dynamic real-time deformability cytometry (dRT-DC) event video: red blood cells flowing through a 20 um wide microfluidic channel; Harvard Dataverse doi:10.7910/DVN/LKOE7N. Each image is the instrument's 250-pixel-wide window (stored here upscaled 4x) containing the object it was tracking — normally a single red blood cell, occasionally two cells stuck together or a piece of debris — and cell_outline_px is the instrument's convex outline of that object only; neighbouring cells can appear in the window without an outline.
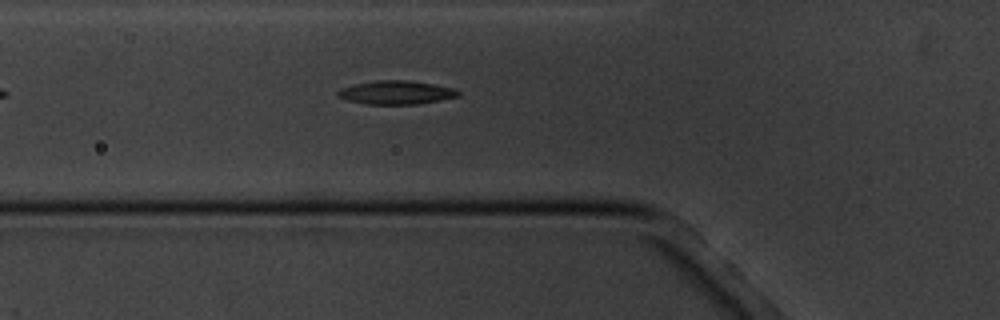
{"species": "common noctule bat (a hibernating species)", "species_latin": "Nyctalus noctula", "temperature_condition": "cold", "stored_images_in_passage": 2, "camera_frame_rate_fps": 3000, "um_per_image_px": 0.085, "animal": {"sex": "male", "body_mass_g": 20.1, "forearm_length_mm": 53.5}, "frame": {"image": 1, "passage_image": 2, "time_ms": 2.0, "image_size_px": [1000, 320], "cell_outline_px": [[460, 96], [440, 100], [416, 104], [368, 104], [348, 100], [336, 96], [336, 92], [340, 88], [356, 84], [376, 80], [408, 80], [456, 88], [460, 92]], "centroid_in_image_um": [33.68, 7.86], "position_along_channel_um": 92.1, "area_um2": 16.53}}